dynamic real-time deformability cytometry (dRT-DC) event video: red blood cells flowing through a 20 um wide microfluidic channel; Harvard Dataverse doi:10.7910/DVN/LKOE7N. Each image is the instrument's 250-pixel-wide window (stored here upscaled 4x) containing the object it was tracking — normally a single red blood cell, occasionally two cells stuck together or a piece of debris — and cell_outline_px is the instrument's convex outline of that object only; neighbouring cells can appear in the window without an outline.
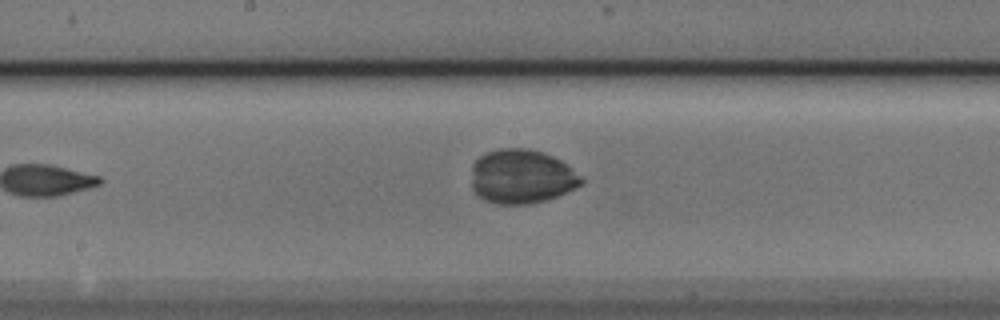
{"species": "Egyptian fruit bat (a non-hibernating species)", "species_latin": "Rousettus aegyptiacus", "temperature_condition": "cold", "stored_images_in_passage": 8, "camera_frame_rate_fps": 3000, "um_per_image_px": 0.085, "animal": {"sex": "male"}, "frame": {"image": 1, "passage_image": 7, "time_ms": 2.0, "image_size_px": [1000, 320], "cell_outline_px": [[584, 180], [580, 184], [548, 200], [528, 204], [496, 204], [484, 200], [472, 188], [472, 164], [480, 156], [488, 152], [500, 148], [528, 148], [544, 152], [568, 164]], "centroid_in_image_um": [44.32, 15.0], "position_along_channel_um": 203.9, "area_um2": 34.62}}